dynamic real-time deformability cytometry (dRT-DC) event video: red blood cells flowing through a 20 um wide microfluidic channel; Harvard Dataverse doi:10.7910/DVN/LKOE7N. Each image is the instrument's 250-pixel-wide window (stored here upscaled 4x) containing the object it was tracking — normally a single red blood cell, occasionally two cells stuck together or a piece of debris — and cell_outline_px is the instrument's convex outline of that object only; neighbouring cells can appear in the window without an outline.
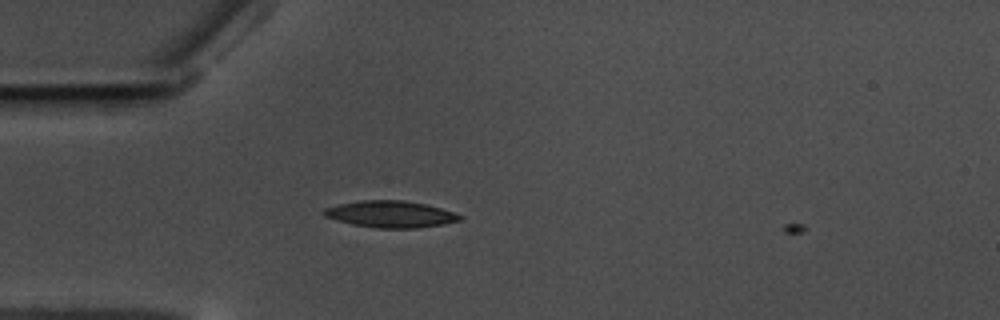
{"species": "common noctule bat (a hibernating species)", "species_latin": "Nyctalus noctula", "temperature_condition": "warm", "stored_images_in_passage": 9, "camera_frame_rate_fps": 3000, "um_per_image_px": 0.085, "animal": {"sex": "male", "body_mass_g": 17.5, "forearm_length_mm": 52.3}, "frame": {"image": 1, "passage_image": 8, "time_ms": 2.333, "image_size_px": [1000, 320], "cell_outline_px": [[464, 216], [460, 220], [444, 224], [416, 228], [376, 228], [352, 224], [324, 216], [324, 208], [340, 204], [360, 200], [404, 200], [424, 204], [440, 208]], "centroid_in_image_um": [33.2, 18.2], "position_along_channel_um": 51.8, "area_um2": 20.92}}